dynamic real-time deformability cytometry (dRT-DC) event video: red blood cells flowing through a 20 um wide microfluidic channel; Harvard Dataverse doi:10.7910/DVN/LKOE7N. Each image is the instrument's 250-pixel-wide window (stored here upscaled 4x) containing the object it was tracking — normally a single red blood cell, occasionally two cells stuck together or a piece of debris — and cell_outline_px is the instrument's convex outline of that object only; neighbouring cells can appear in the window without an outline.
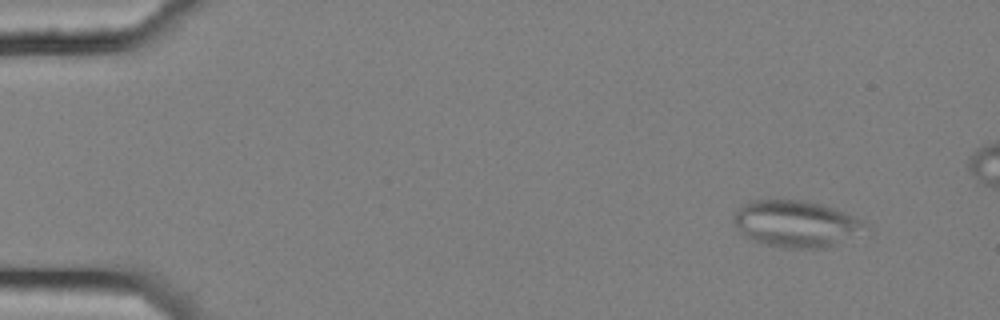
{"species": "common noctule bat (a hibernating species)", "species_latin": "Nyctalus noctula", "temperature_condition": "cold", "stored_images_in_passage": 6, "camera_frame_rate_fps": 3000, "um_per_image_px": 0.085, "animal": {"sex": "female", "body_mass_g": 25.1}, "frame": {"image": 1, "passage_image": 2, "time_ms": 0.333, "image_size_px": [1000, 320], "cell_outline_px": [[872, 236], [820, 248], [784, 248], [764, 244], [752, 240], [740, 232], [732, 220], [732, 212], [740, 204], [748, 200], [804, 200], [820, 204], [832, 208], [864, 220], [872, 224]], "centroid_in_image_um": [67.8, 19.04], "position_along_channel_um": 17.2, "area_um2": 37.34}}